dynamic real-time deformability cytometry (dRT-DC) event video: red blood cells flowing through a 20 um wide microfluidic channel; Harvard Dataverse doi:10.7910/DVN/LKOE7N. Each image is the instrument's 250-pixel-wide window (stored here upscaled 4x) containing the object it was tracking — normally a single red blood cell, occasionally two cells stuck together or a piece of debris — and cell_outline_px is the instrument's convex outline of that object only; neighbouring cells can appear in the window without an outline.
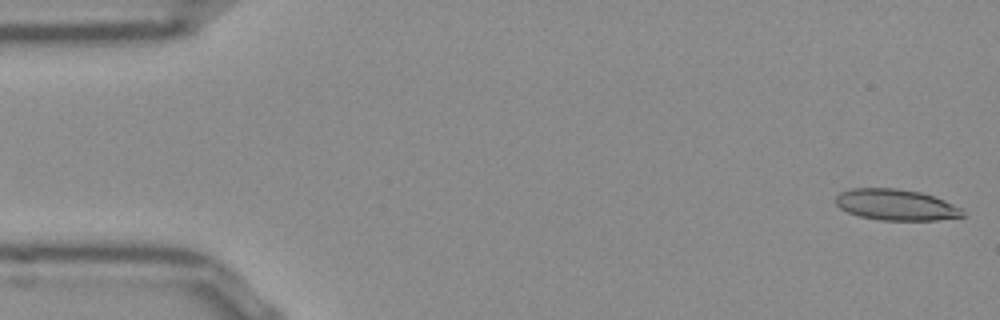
{"species": "Egyptian fruit bat (a non-hibernating species)", "species_latin": "Rousettus aegyptiacus", "temperature_condition": "room temperature", "stored_images_in_passage": 15, "camera_frame_rate_fps": 3000, "um_per_image_px": 0.085, "frame": {"image": 1, "passage_image": 1, "time_ms": 0.0, "image_size_px": [1000, 320], "cell_outline_px": [[964, 216], [936, 220], [880, 220], [860, 216], [848, 212], [840, 208], [836, 204], [836, 196], [840, 192], [852, 188], [896, 188], [920, 192], [944, 200], [960, 208], [964, 212]], "centroid_in_image_um": [76.13, 17.4], "position_along_channel_um": 8.9, "area_um2": 22.83}}
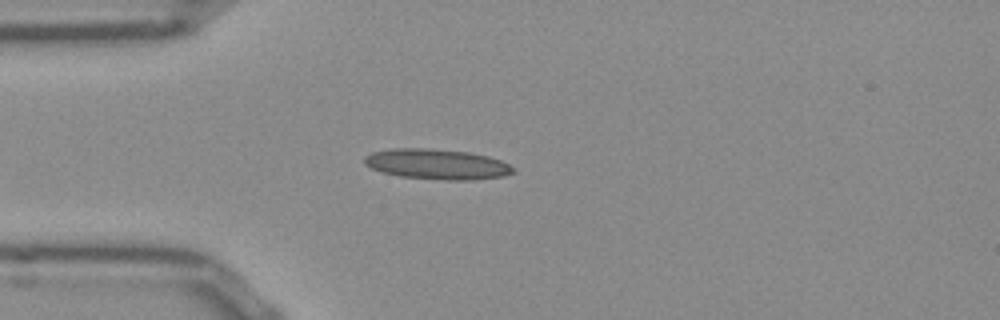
{"frame": {"image": 2, "passage_image": 13, "time_ms": 4.0, "image_size_px": [1000, 320], "cell_outline_px": [[516, 172], [504, 176], [468, 180], [444, 180], [400, 176], [384, 172], [372, 168], [364, 164], [364, 156], [372, 152], [392, 148], [432, 148], [468, 152], [488, 156], [500, 160], [516, 168]], "centroid_in_image_um": [37.16, 13.95], "position_along_channel_um": 47.8, "area_um2": 26.36}}